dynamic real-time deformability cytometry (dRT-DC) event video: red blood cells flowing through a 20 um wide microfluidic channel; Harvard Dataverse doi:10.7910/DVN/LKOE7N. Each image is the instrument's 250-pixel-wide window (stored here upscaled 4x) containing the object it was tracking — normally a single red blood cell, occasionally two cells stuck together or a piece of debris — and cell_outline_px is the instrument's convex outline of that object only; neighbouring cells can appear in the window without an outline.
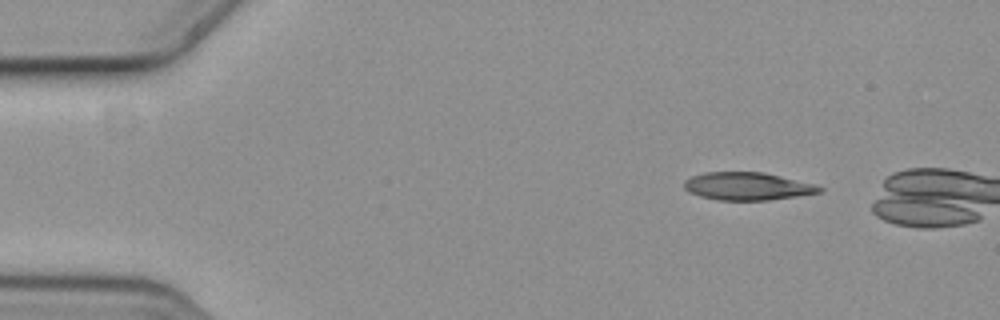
{"species": "common noctule bat (a hibernating species)", "species_latin": "Nyctalus noctula", "temperature_condition": "cold", "stored_images_in_passage": 4, "camera_frame_rate_fps": 3000, "um_per_image_px": 0.085, "animal": {"sex": "female", "body_mass_g": 19.3, "forearm_length_mm": 54.1}, "frame": {"image": 1, "passage_image": 1, "time_ms": 0.0, "image_size_px": [1000, 320], "cell_outline_px": [[824, 188], [820, 192], [768, 200], [716, 200], [700, 196], [688, 192], [684, 188], [684, 180], [692, 176], [704, 172], [764, 172], [812, 184]], "centroid_in_image_um": [63.45, 15.83], "position_along_channel_um": 21.5, "area_um2": 21.68}}